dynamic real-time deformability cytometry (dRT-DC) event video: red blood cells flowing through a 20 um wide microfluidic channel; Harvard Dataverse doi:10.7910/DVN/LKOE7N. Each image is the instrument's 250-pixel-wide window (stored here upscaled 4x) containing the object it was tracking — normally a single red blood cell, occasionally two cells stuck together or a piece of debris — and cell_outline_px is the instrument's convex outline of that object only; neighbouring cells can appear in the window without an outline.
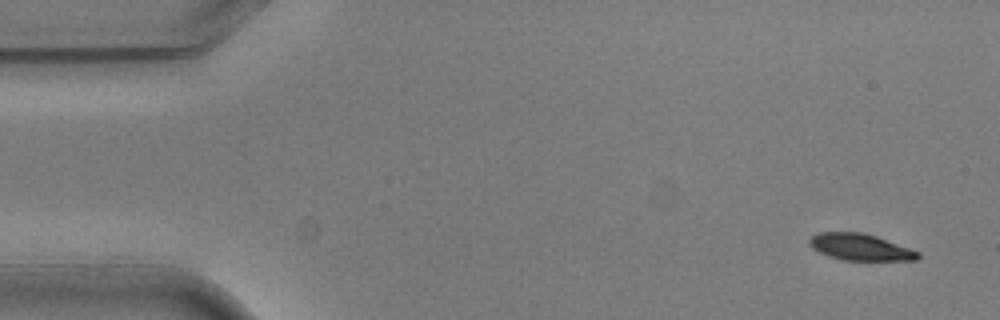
{"species": "common noctule bat (a hibernating species)", "species_latin": "Nyctalus noctula", "temperature_condition": "warm", "stored_images_in_passage": 4, "camera_frame_rate_fps": 3000, "um_per_image_px": 0.085, "animal": {"sex": "male", "body_mass_g": 20.5, "forearm_length_mm": 52.5}, "frame": {"image": 1, "passage_image": 1, "time_ms": 0.0, "image_size_px": [1000, 320], "cell_outline_px": [[920, 256], [916, 260], [844, 260], [828, 256], [812, 248], [808, 244], [808, 240], [812, 236], [820, 232], [864, 232], [876, 236], [920, 252]], "centroid_in_image_um": [73.1, 21.0], "position_along_channel_um": 11.9, "area_um2": 16.76}}
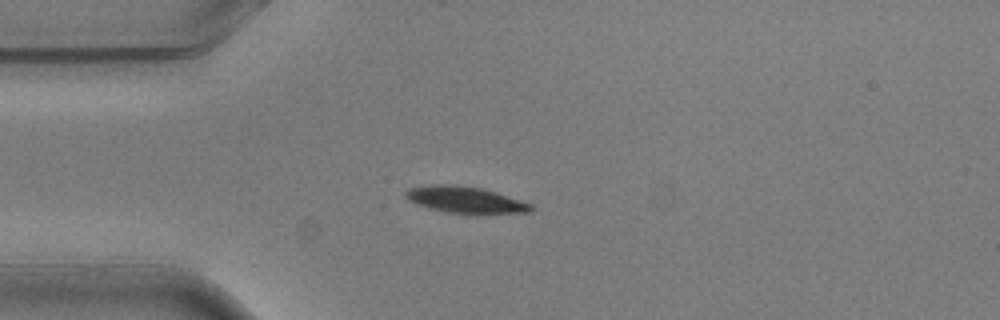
{"frame": {"image": 2, "passage_image": 4, "time_ms": 1.0, "image_size_px": [1000, 320], "cell_outline_px": [[532, 212], [448, 212], [428, 208], [416, 204], [408, 200], [404, 196], [404, 192], [408, 188], [432, 184], [456, 184], [480, 188], [496, 192], [532, 204]], "centroid_in_image_um": [39.45, 16.94], "position_along_channel_um": 45.5, "area_um2": 18.9}}